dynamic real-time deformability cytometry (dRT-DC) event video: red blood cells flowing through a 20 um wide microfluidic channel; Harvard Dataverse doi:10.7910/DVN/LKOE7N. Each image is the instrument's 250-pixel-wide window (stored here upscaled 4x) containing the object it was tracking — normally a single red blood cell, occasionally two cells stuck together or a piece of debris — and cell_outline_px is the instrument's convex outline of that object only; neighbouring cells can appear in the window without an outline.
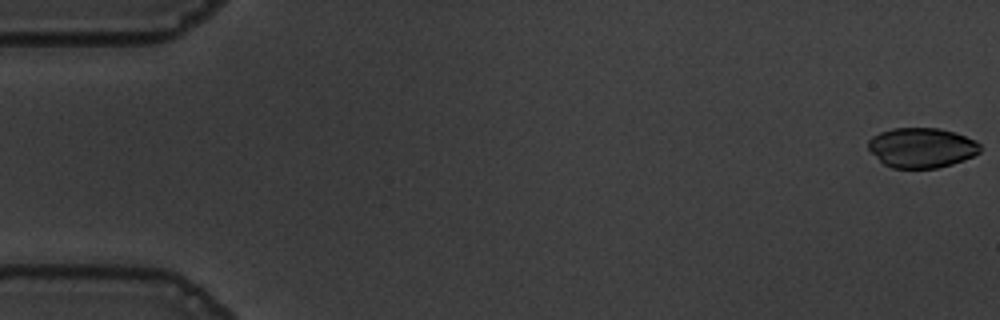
{"species": "common noctule bat (a hibernating species)", "species_latin": "Nyctalus noctula", "temperature_condition": "warm", "stored_images_in_passage": 56, "camera_frame_rate_fps": 3000, "um_per_image_px": 0.085, "animal": {"sex": "male", "body_mass_g": 19.5, "forearm_length_mm": 54.6}, "frame": {"image": 1, "passage_image": 1, "time_ms": 0.0, "image_size_px": [1000, 320], "cell_outline_px": [[980, 152], [964, 160], [952, 164], [936, 168], [892, 168], [884, 164], [868, 148], [868, 140], [872, 136], [880, 132], [892, 128], [940, 128], [956, 132], [976, 140], [980, 144]], "centroid_in_image_um": [78.35, 12.54], "position_along_channel_um": 6.6, "area_um2": 26.13}}
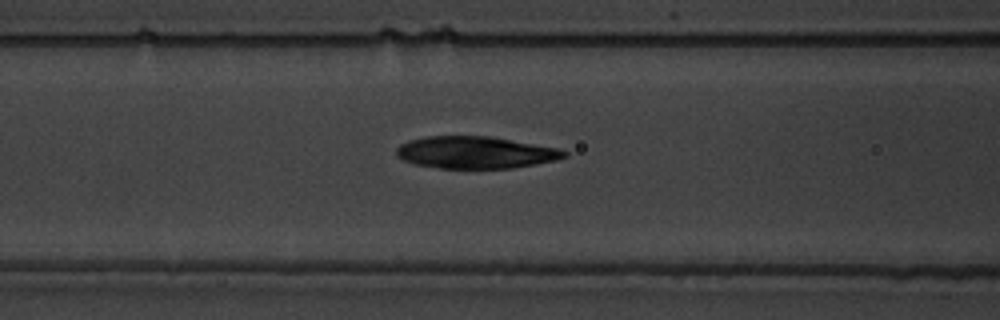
{"frame": {"image": 2, "passage_image": 23, "time_ms": 7.333, "image_size_px": [1000, 320], "cell_outline_px": [[568, 156], [556, 160], [512, 168], [440, 168], [416, 164], [404, 160], [396, 156], [396, 148], [400, 144], [408, 140], [424, 136], [488, 136], [560, 148], [568, 152]], "centroid_in_image_um": [40.41, 12.95], "position_along_channel_um": 126.2, "area_um2": 31.39}}
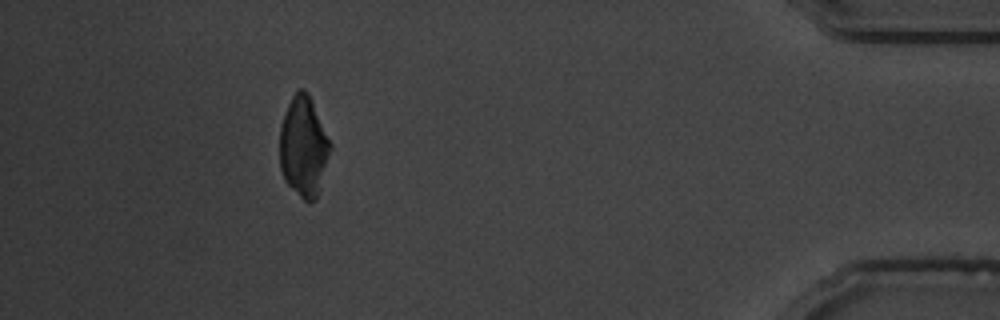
{"frame": {"image": 3, "passage_image": 51, "time_ms": 16.667, "image_size_px": [1000, 320], "cell_outline_px": [[332, 148], [316, 200], [308, 204], [284, 180], [280, 168], [280, 124], [284, 112], [296, 88], [304, 88], [308, 92], [312, 100], [332, 144]], "centroid_in_image_um": [25.81, 12.44], "position_along_channel_um": 409.4, "area_um2": 29.94}}